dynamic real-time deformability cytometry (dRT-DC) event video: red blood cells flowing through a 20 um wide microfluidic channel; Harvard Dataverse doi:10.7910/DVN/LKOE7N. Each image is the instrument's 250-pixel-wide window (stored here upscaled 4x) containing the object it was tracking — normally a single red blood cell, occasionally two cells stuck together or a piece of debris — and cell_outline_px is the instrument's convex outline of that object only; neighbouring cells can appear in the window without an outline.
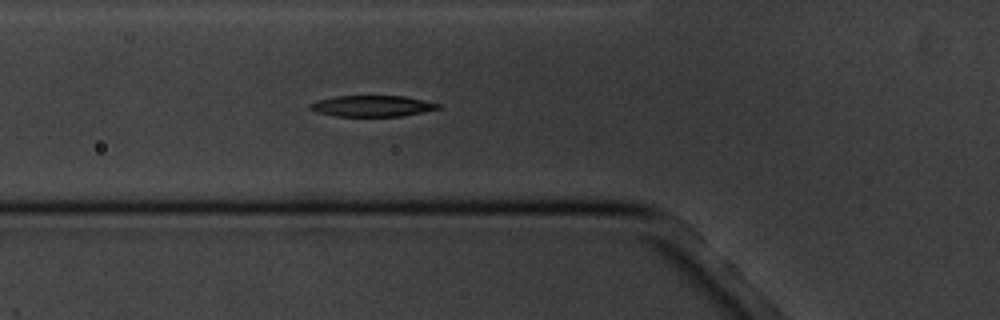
{"species": "common noctule bat (a hibernating species)", "species_latin": "Nyctalus noctula", "temperature_condition": "cold", "stored_images_in_passage": 5, "camera_frame_rate_fps": 3000, "um_per_image_px": 0.085, "animal": {"sex": "male", "body_mass_g": 20.1, "forearm_length_mm": 53.5}, "frame": {"image": 1, "passage_image": 5, "time_ms": 4.667, "image_size_px": [1000, 320], "cell_outline_px": [[440, 108], [400, 116], [336, 116], [320, 112], [308, 108], [308, 104], [316, 100], [336, 96], [404, 96], [424, 100], [440, 104]], "centroid_in_image_um": [31.6, 9.0], "position_along_channel_um": 94.2, "area_um2": 15.55}}